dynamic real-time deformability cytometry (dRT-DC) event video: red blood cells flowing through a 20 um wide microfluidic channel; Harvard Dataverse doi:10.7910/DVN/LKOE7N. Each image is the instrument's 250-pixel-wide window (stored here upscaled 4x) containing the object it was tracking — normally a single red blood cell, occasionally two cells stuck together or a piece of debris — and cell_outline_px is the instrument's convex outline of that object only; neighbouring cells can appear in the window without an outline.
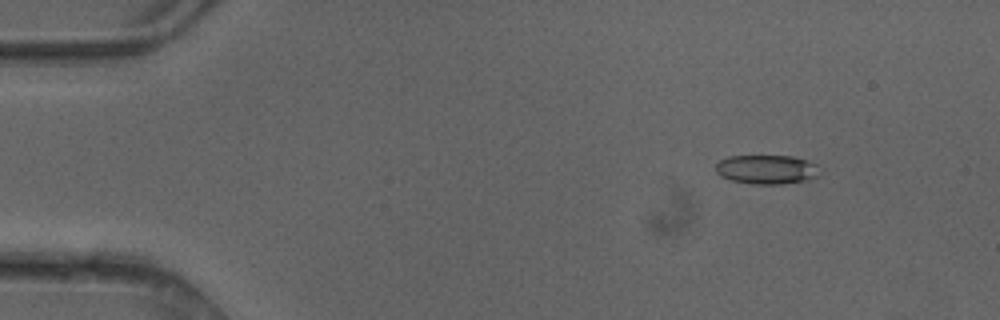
{"species": "common noctule bat (a hibernating species)", "species_latin": "Nyctalus noctula", "temperature_condition": "cold", "stored_images_in_passage": 4, "camera_frame_rate_fps": 3000, "um_per_image_px": 0.085, "animal": {"sex": "female"}, "frame": {"image": 1, "passage_image": 1, "time_ms": 0.0, "image_size_px": [1000, 320], "cell_outline_px": [[820, 176], [808, 180], [780, 184], [752, 184], [732, 180], [720, 176], [716, 172], [716, 164], [720, 160], [728, 156], [792, 156], [816, 164]], "centroid_in_image_um": [65.16, 14.41], "position_along_channel_um": 19.8, "area_um2": 17.63}}
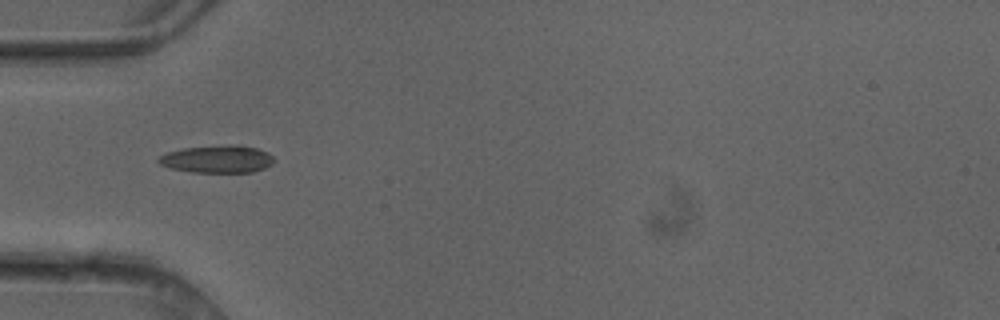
{"frame": {"image": 2, "passage_image": 4, "time_ms": 1.0, "image_size_px": [1000, 320], "cell_outline_px": [[272, 164], [264, 168], [252, 172], [192, 172], [172, 168], [160, 164], [156, 160], [160, 156], [168, 152], [184, 148], [232, 144], [236, 144], [256, 148], [268, 152], [272, 156]], "centroid_in_image_um": [18.47, 13.51], "position_along_channel_um": 66.5, "area_um2": 18.38}}